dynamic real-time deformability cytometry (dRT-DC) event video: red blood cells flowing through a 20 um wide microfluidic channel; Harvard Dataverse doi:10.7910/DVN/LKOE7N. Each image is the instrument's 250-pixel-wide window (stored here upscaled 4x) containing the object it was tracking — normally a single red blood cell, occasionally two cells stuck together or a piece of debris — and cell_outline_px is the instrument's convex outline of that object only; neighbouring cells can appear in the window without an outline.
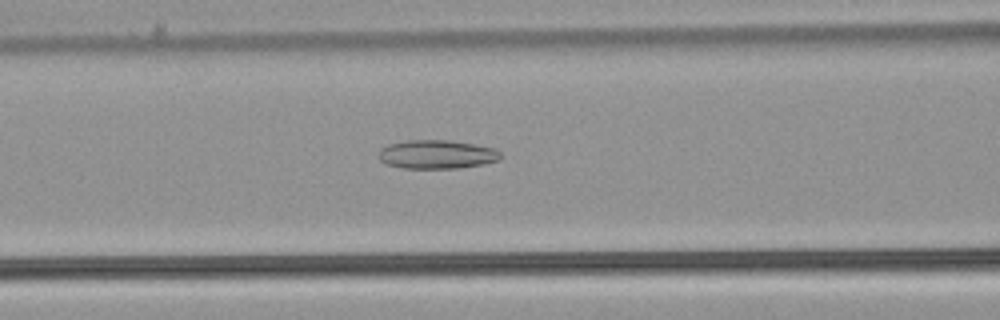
{"species": "common noctule bat (a hibernating species)", "species_latin": "Nyctalus noctula", "temperature_condition": "warm", "stored_images_in_passage": 45, "camera_frame_rate_fps": 3000, "um_per_image_px": 0.085, "animal": {"sex": "male", "body_mass_g": 21.5, "forearm_length_mm": 52.0}, "frame": {"image": 1, "passage_image": 15, "time_ms": 4.667, "image_size_px": [1000, 320], "cell_outline_px": [[500, 156], [496, 160], [484, 164], [460, 168], [404, 168], [384, 164], [376, 156], [380, 148], [388, 144], [408, 140], [448, 140], [496, 148], [500, 152]], "centroid_in_image_um": [37.06, 13.12], "position_along_channel_um": 129.5, "area_um2": 20.52}}
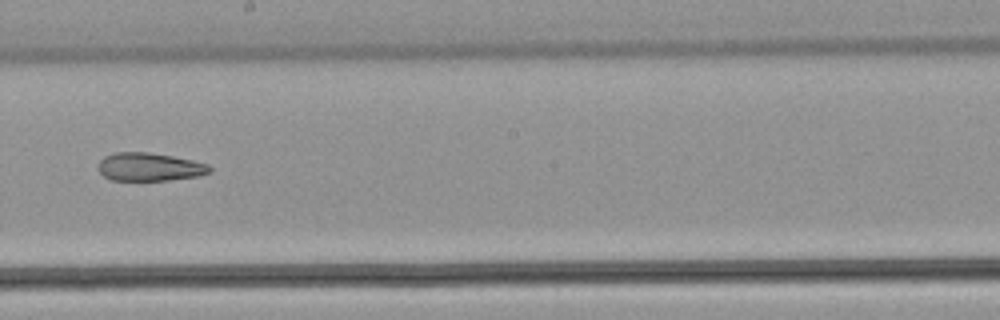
{"frame": {"image": 2, "passage_image": 23, "time_ms": 7.333, "image_size_px": [1000, 320], "cell_outline_px": [[212, 172], [200, 176], [168, 180], [112, 180], [104, 176], [96, 168], [100, 160], [104, 156], [112, 152], [148, 152], [172, 156], [192, 160], [208, 164], [212, 168]], "centroid_in_image_um": [12.7, 14.18], "position_along_channel_um": 235.5, "area_um2": 18.5}}
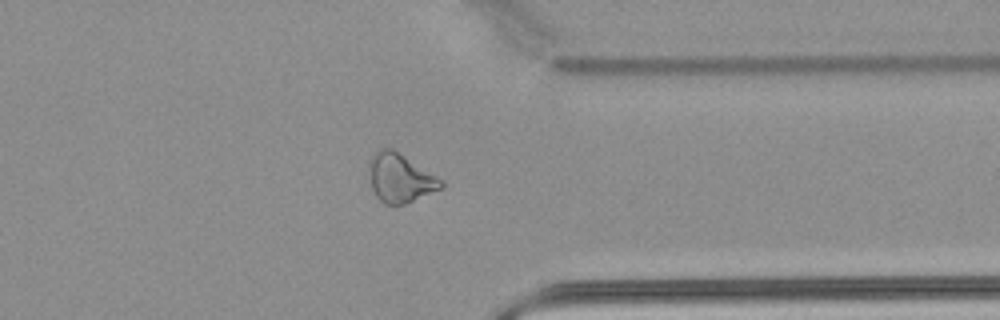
{"frame": {"image": 3, "passage_image": 34, "time_ms": 11.0, "image_size_px": [1000, 320], "cell_outline_px": [[444, 188], [404, 204], [384, 204], [376, 196], [372, 188], [368, 164], [372, 156], [380, 148], [392, 148], [444, 180]], "centroid_in_image_um": [34.03, 15.13], "position_along_channel_um": 377.4, "area_um2": 20.46}}